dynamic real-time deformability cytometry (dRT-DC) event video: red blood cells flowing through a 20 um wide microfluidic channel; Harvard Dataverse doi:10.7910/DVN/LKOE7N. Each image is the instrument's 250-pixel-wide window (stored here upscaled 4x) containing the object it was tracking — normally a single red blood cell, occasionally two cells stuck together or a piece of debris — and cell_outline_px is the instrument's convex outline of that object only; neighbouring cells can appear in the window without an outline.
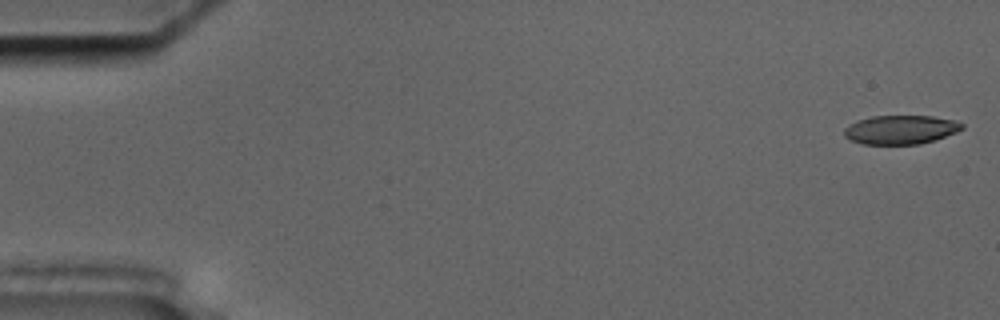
{"species": "common noctule bat (a hibernating species)", "species_latin": "Nyctalus noctula", "temperature_condition": "cold", "stored_images_in_passage": 53, "camera_frame_rate_fps": 3000, "um_per_image_px": 0.085, "animal": {"sex": "male", "body_mass_g": 17.5, "forearm_length_mm": 52.3}, "frame": {"image": 1, "passage_image": 1, "time_ms": 0.0, "image_size_px": [1000, 320], "cell_outline_px": [[964, 128], [956, 132], [936, 140], [920, 144], [860, 144], [844, 136], [844, 128], [860, 120], [872, 116], [932, 116], [956, 120], [964, 124]], "centroid_in_image_um": [76.6, 11.03], "position_along_channel_um": 8.4, "area_um2": 19.83}}
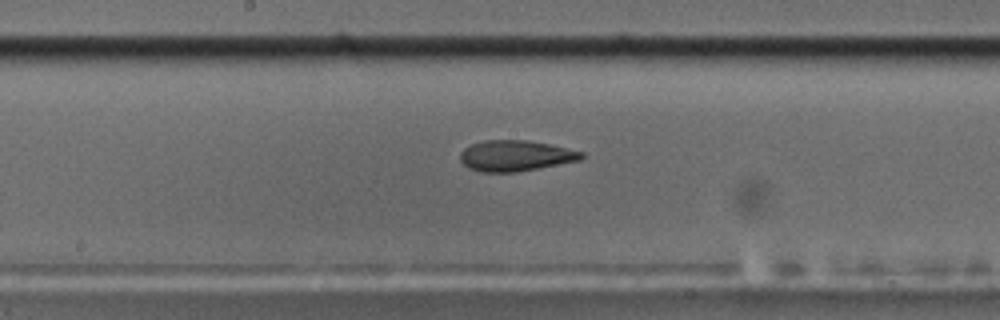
{"frame": {"image": 2, "passage_image": 29, "time_ms": 9.333, "image_size_px": [1000, 320], "cell_outline_px": [[584, 156], [580, 160], [516, 172], [480, 172], [468, 168], [460, 160], [460, 152], [464, 148], [472, 144], [484, 140], [528, 140], [548, 144], [584, 152]], "centroid_in_image_um": [43.78, 13.24], "position_along_channel_um": 204.4, "area_um2": 21.68}}
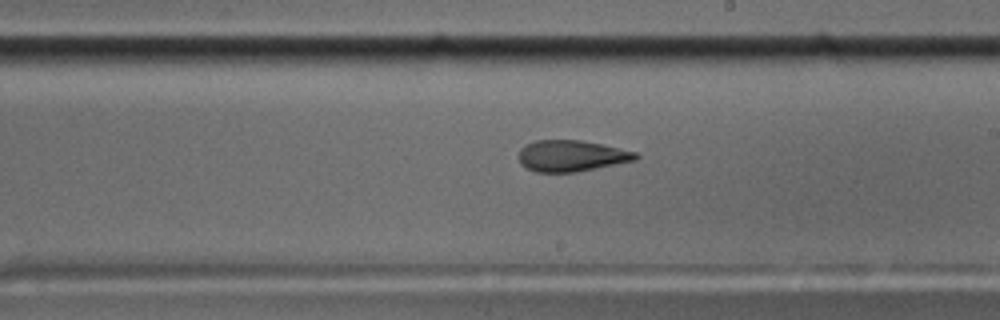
{"frame": {"image": 3, "passage_image": 32, "time_ms": 10.333, "image_size_px": [1000, 320], "cell_outline_px": [[640, 156], [636, 160], [576, 172], [536, 172], [520, 164], [520, 148], [524, 144], [536, 140], [580, 140], [600, 144], [636, 152]], "centroid_in_image_um": [48.55, 13.24], "position_along_channel_um": 240.4, "area_um2": 21.15}, "authors_computed_cell_mechanics": {"area_um2": 22.0796, "velocity_mm_per_s": 3.6167, "shape_relaxation_time_tau1_ms": null, "shape_relaxation_time_tau2_ms": 3.0754, "deformation_change_tau1": null, "deformation_change_tau2": 0.1181}}